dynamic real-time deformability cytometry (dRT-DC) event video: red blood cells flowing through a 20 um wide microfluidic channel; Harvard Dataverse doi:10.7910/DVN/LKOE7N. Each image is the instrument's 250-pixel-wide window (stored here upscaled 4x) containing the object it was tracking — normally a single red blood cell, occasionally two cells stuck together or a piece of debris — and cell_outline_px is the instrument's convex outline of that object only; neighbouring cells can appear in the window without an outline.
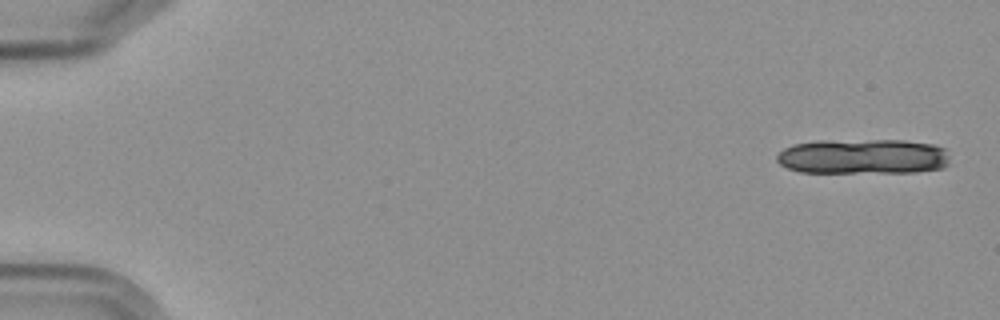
{"species": "Egyptian fruit bat (a non-hibernating species)", "species_latin": "Rousettus aegyptiacus", "temperature_condition": "cold", "stored_images_in_passage": 7, "camera_frame_rate_fps": 3000, "um_per_image_px": 0.085, "frame": {"image": 1, "passage_image": 1, "time_ms": 0.0, "image_size_px": [1000, 320], "cell_outline_px": [[948, 164], [944, 168], [916, 172], [800, 172], [788, 168], [780, 164], [776, 160], [776, 156], [784, 148], [792, 144], [816, 140], [904, 140], [932, 144], [944, 148], [948, 156]], "centroid_in_image_um": [73.34, 13.29], "position_along_channel_um": 11.7, "area_um2": 35.72}}
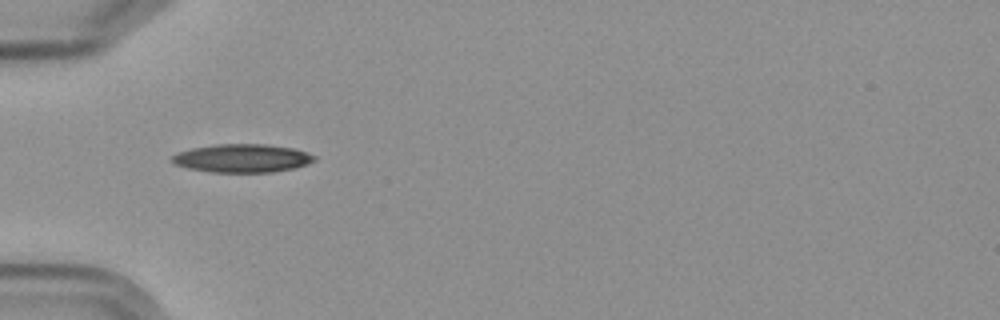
{"frame": {"image": 2, "passage_image": 6, "time_ms": 6.0, "image_size_px": [1000, 320], "cell_outline_px": [[316, 160], [308, 164], [292, 168], [272, 172], [212, 172], [188, 168], [172, 164], [168, 160], [176, 152], [192, 148], [216, 144], [268, 144], [292, 148], [308, 152], [316, 156]], "centroid_in_image_um": [20.55, 13.44], "position_along_channel_um": 64.4, "area_um2": 23.7}}
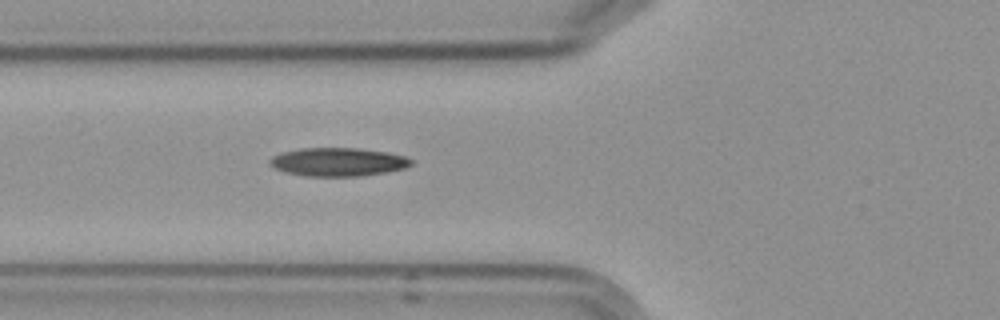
{"frame": {"image": 3, "passage_image": 7, "time_ms": 7.0, "image_size_px": [1000, 320], "cell_outline_px": [[412, 164], [404, 168], [384, 172], [356, 176], [304, 176], [284, 172], [268, 164], [268, 160], [272, 156], [280, 152], [300, 148], [360, 148], [388, 152], [404, 156], [412, 160]], "centroid_in_image_um": [28.67, 13.75], "position_along_channel_um": 97.1, "area_um2": 23.47}}